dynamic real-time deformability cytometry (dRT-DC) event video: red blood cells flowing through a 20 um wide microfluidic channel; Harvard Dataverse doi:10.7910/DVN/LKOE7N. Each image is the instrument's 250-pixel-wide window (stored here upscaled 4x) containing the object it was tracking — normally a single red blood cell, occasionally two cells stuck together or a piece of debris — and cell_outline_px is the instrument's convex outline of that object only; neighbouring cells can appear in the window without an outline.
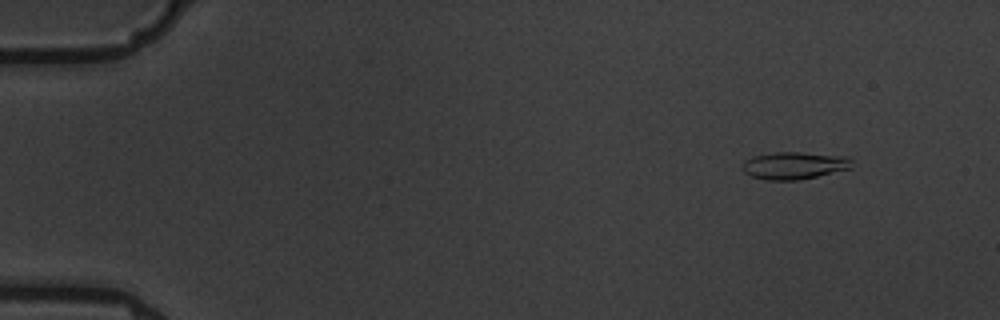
{"species": "common noctule bat (a hibernating species)", "species_latin": "Nyctalus noctula", "temperature_condition": "warm", "stored_images_in_passage": 6, "camera_frame_rate_fps": 3000, "um_per_image_px": 0.085, "animal": {"sex": "male", "body_mass_g": 19.5, "forearm_length_mm": 54.6}, "frame": {"image": 1, "passage_image": 2, "time_ms": 1.333, "image_size_px": [1000, 320], "cell_outline_px": [[852, 168], [816, 176], [796, 180], [764, 180], [752, 176], [744, 172], [744, 160], [752, 156], [772, 152], [800, 152], [848, 156], [852, 160]], "centroid_in_image_um": [67.52, 14.05], "position_along_channel_um": 17.5, "area_um2": 17.46}}